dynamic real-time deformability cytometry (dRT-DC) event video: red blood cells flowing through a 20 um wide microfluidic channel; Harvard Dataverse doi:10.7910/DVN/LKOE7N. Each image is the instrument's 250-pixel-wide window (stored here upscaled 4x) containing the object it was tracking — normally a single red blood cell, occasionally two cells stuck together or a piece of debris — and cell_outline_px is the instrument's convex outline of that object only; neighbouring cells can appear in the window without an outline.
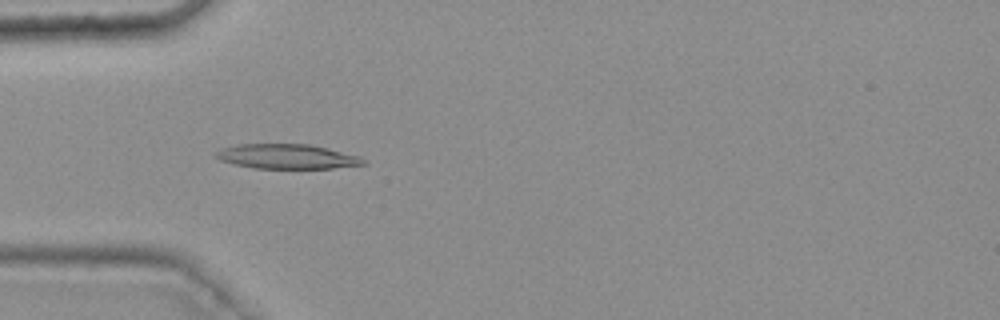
{"species": "common noctule bat (a hibernating species)", "species_latin": "Nyctalus noctula", "temperature_condition": "warm", "stored_images_in_passage": 41, "camera_frame_rate_fps": 3000, "um_per_image_px": 0.085, "animal": {"sex": "female", "body_mass_g": 25.1}, "frame": {"image": 1, "passage_image": 10, "time_ms": 3.0, "image_size_px": [1000, 320], "cell_outline_px": [[368, 164], [332, 168], [252, 168], [220, 160], [212, 156], [220, 148], [240, 144], [308, 144], [328, 148], [360, 156]], "centroid_in_image_um": [24.38, 13.3], "position_along_channel_um": 60.6, "area_um2": 21.21}}
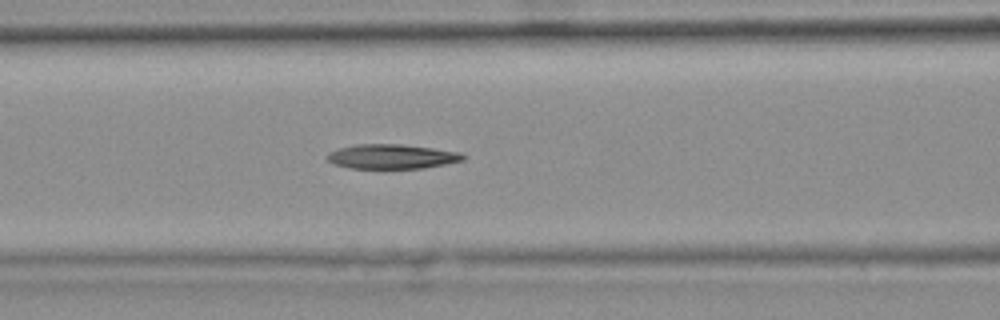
{"frame": {"image": 2, "passage_image": 16, "time_ms": 5.0, "image_size_px": [1000, 320], "cell_outline_px": [[468, 156], [464, 160], [424, 168], [348, 168], [336, 164], [328, 160], [324, 156], [340, 148], [356, 144], [400, 144], [432, 148], [460, 152]], "centroid_in_image_um": [33.34, 13.3], "position_along_channel_um": 133.3, "area_um2": 19.31}}
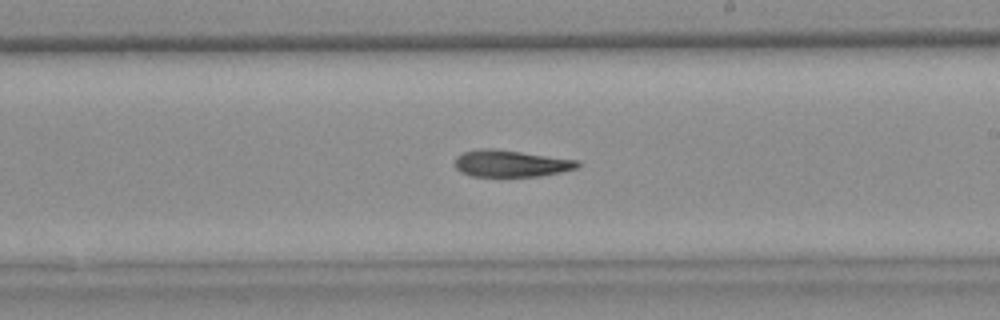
{"frame": {"image": 3, "passage_image": 25, "time_ms": 8.0, "image_size_px": [1000, 320], "cell_outline_px": [[580, 164], [576, 168], [560, 172], [540, 176], [472, 176], [460, 172], [456, 168], [456, 156], [464, 152], [480, 148], [496, 148], [580, 160]], "centroid_in_image_um": [43.43, 13.88], "position_along_channel_um": 245.6, "area_um2": 19.25}}